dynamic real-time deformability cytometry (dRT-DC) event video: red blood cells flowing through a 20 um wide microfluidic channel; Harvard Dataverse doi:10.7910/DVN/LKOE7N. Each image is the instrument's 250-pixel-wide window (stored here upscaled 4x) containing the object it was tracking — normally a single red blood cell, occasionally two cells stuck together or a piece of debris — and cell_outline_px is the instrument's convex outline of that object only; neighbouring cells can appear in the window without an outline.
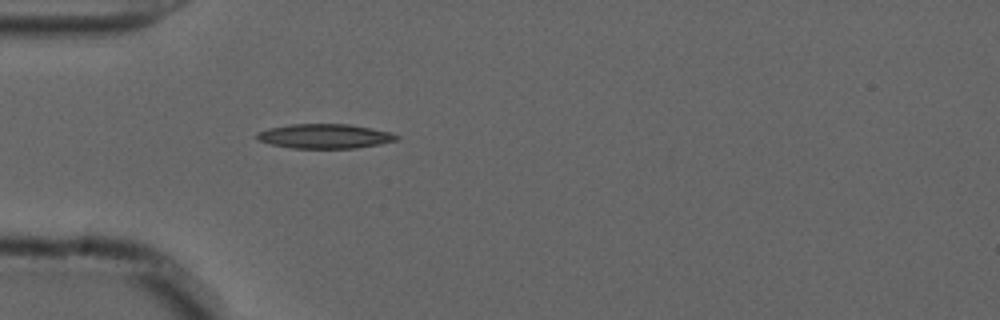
{"species": "common noctule bat (a hibernating species)", "species_latin": "Nyctalus noctula", "temperature_condition": "cold", "stored_images_in_passage": 37, "camera_frame_rate_fps": 3000, "um_per_image_px": 0.085, "animal": {"sex": "male", "forearm_length_mm": 52.5}, "frame": {"image": 1, "passage_image": 4, "time_ms": 1.0, "image_size_px": [1000, 320], "cell_outline_px": [[400, 136], [396, 140], [380, 144], [356, 148], [292, 148], [272, 144], [260, 140], [256, 136], [256, 132], [268, 128], [292, 124], [352, 124], [392, 132]], "centroid_in_image_um": [27.64, 11.57], "position_along_channel_um": 57.4, "area_um2": 19.94}}
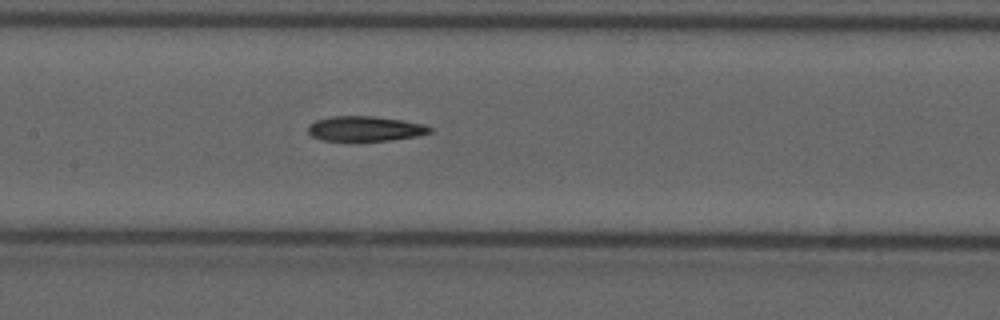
{"frame": {"image": 2, "passage_image": 14, "time_ms": 4.333, "image_size_px": [1000, 320], "cell_outline_px": [[432, 132], [420, 136], [388, 140], [324, 140], [312, 136], [308, 132], [308, 124], [316, 120], [332, 116], [376, 116], [424, 124], [432, 128]], "centroid_in_image_um": [31.05, 10.93], "position_along_channel_um": 176.3, "area_um2": 17.63}}
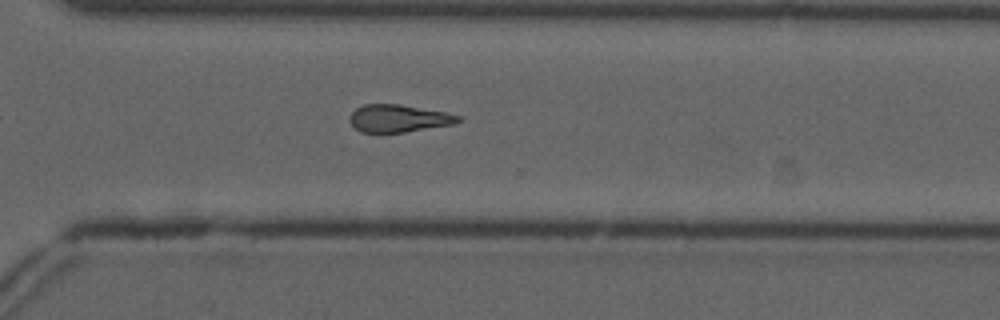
{"frame": {"image": 3, "passage_image": 27, "time_ms": 8.667, "image_size_px": [1000, 320], "cell_outline_px": [[464, 120], [452, 124], [404, 132], [360, 132], [348, 120], [348, 116], [356, 108], [364, 104], [400, 104], [444, 112], [460, 116]], "centroid_in_image_um": [33.85, 10.05], "position_along_channel_um": 336.8, "area_um2": 17.28}, "authors_computed_cell_mechanics": {"area_um2": 18.0336, "velocity_mm_per_s": 3.7191, "shape_relaxation_time_tau1_ms": 8.2019, "shape_relaxation_time_tau2_ms": 9.8542, "deformation_change_tau1": 0.1903, "deformation_change_tau2": 0.2415}}